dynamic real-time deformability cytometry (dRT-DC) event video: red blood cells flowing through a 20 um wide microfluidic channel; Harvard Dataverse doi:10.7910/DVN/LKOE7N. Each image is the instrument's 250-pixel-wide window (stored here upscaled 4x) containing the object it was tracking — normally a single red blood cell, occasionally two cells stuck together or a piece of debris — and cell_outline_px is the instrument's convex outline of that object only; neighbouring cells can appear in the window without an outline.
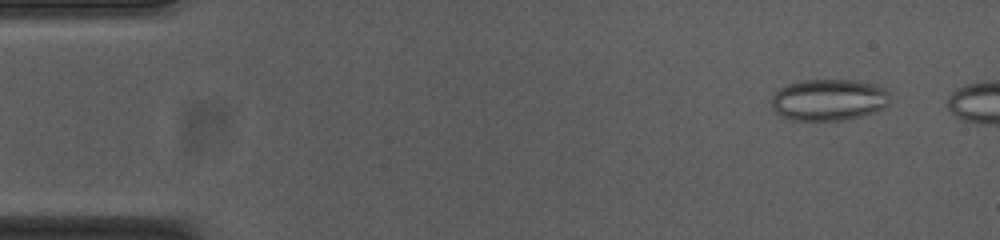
{"species": "common noctule bat (a hibernating species)", "species_latin": "Nyctalus noctula", "temperature_condition": "cold", "stored_images_in_passage": 7, "camera_frame_rate_fps": 3000, "um_per_image_px": 0.085, "animal": {"sex": "female", "body_mass_g": 23.0, "forearm_length_mm": 53.4}, "frame": {"image": 1, "passage_image": 4, "time_ms": 1.0, "image_size_px": [1000, 240], "cell_outline_px": [[892, 96], [888, 104], [884, 108], [860, 116], [840, 120], [792, 120], [780, 116], [772, 108], [768, 100], [784, 84], [800, 80], [852, 80], [872, 84], [884, 88]], "centroid_in_image_um": [70.39, 8.48], "position_along_channel_um": 14.6, "area_um2": 28.96}}